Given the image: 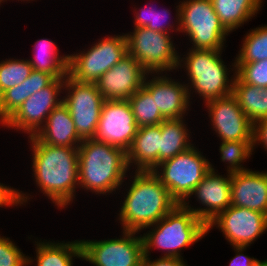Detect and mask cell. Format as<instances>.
I'll return each mask as SVG.
<instances>
[{
	"instance_id": "1",
	"label": "cell",
	"mask_w": 267,
	"mask_h": 266,
	"mask_svg": "<svg viewBox=\"0 0 267 266\" xmlns=\"http://www.w3.org/2000/svg\"><path fill=\"white\" fill-rule=\"evenodd\" d=\"M32 148V170L41 192L59 209L67 207L79 187L78 148L51 146L35 136L28 137Z\"/></svg>"
},
{
	"instance_id": "2",
	"label": "cell",
	"mask_w": 267,
	"mask_h": 266,
	"mask_svg": "<svg viewBox=\"0 0 267 266\" xmlns=\"http://www.w3.org/2000/svg\"><path fill=\"white\" fill-rule=\"evenodd\" d=\"M118 213L125 231L140 232L157 223L178 202L153 171H136Z\"/></svg>"
},
{
	"instance_id": "3",
	"label": "cell",
	"mask_w": 267,
	"mask_h": 266,
	"mask_svg": "<svg viewBox=\"0 0 267 266\" xmlns=\"http://www.w3.org/2000/svg\"><path fill=\"white\" fill-rule=\"evenodd\" d=\"M128 170L127 153L121 148L94 138L83 140L78 147V180L82 189L99 195L116 192Z\"/></svg>"
},
{
	"instance_id": "4",
	"label": "cell",
	"mask_w": 267,
	"mask_h": 266,
	"mask_svg": "<svg viewBox=\"0 0 267 266\" xmlns=\"http://www.w3.org/2000/svg\"><path fill=\"white\" fill-rule=\"evenodd\" d=\"M153 227V228H151ZM142 237L144 256L150 250H163L164 257L181 258V250L201 240L208 233V226L183 204H177Z\"/></svg>"
},
{
	"instance_id": "5",
	"label": "cell",
	"mask_w": 267,
	"mask_h": 266,
	"mask_svg": "<svg viewBox=\"0 0 267 266\" xmlns=\"http://www.w3.org/2000/svg\"><path fill=\"white\" fill-rule=\"evenodd\" d=\"M221 54L222 50L189 48L184 58L179 57L178 69L186 68L190 81L186 84L189 100L192 90L202 97L204 103L232 94L236 71L229 79L230 70Z\"/></svg>"
},
{
	"instance_id": "6",
	"label": "cell",
	"mask_w": 267,
	"mask_h": 266,
	"mask_svg": "<svg viewBox=\"0 0 267 266\" xmlns=\"http://www.w3.org/2000/svg\"><path fill=\"white\" fill-rule=\"evenodd\" d=\"M210 170V161L193 145L175 157L159 163L153 173L170 195L182 204Z\"/></svg>"
},
{
	"instance_id": "7",
	"label": "cell",
	"mask_w": 267,
	"mask_h": 266,
	"mask_svg": "<svg viewBox=\"0 0 267 266\" xmlns=\"http://www.w3.org/2000/svg\"><path fill=\"white\" fill-rule=\"evenodd\" d=\"M180 32L192 42L191 49L223 50L230 33L220 23L212 0H184L180 3Z\"/></svg>"
},
{
	"instance_id": "8",
	"label": "cell",
	"mask_w": 267,
	"mask_h": 266,
	"mask_svg": "<svg viewBox=\"0 0 267 266\" xmlns=\"http://www.w3.org/2000/svg\"><path fill=\"white\" fill-rule=\"evenodd\" d=\"M128 54L153 75L178 69L179 53L168 33L134 28L126 33ZM177 68V69H176Z\"/></svg>"
},
{
	"instance_id": "9",
	"label": "cell",
	"mask_w": 267,
	"mask_h": 266,
	"mask_svg": "<svg viewBox=\"0 0 267 266\" xmlns=\"http://www.w3.org/2000/svg\"><path fill=\"white\" fill-rule=\"evenodd\" d=\"M126 55L125 34L104 37L87 51L69 55L68 75L78 82L95 83Z\"/></svg>"
},
{
	"instance_id": "10",
	"label": "cell",
	"mask_w": 267,
	"mask_h": 266,
	"mask_svg": "<svg viewBox=\"0 0 267 266\" xmlns=\"http://www.w3.org/2000/svg\"><path fill=\"white\" fill-rule=\"evenodd\" d=\"M66 96L61 97L73 119L75 129L82 140L94 138L105 101L95 83L78 82L67 75L64 78Z\"/></svg>"
},
{
	"instance_id": "11",
	"label": "cell",
	"mask_w": 267,
	"mask_h": 266,
	"mask_svg": "<svg viewBox=\"0 0 267 266\" xmlns=\"http://www.w3.org/2000/svg\"><path fill=\"white\" fill-rule=\"evenodd\" d=\"M120 239L80 240L82 260L95 266H142L144 257L139 232L122 231Z\"/></svg>"
},
{
	"instance_id": "12",
	"label": "cell",
	"mask_w": 267,
	"mask_h": 266,
	"mask_svg": "<svg viewBox=\"0 0 267 266\" xmlns=\"http://www.w3.org/2000/svg\"><path fill=\"white\" fill-rule=\"evenodd\" d=\"M64 79H55L50 85L34 93L2 124L4 127L22 130L28 137L35 136L43 127L48 115L63 99Z\"/></svg>"
},
{
	"instance_id": "13",
	"label": "cell",
	"mask_w": 267,
	"mask_h": 266,
	"mask_svg": "<svg viewBox=\"0 0 267 266\" xmlns=\"http://www.w3.org/2000/svg\"><path fill=\"white\" fill-rule=\"evenodd\" d=\"M137 129L128 100H105L102 104L94 139L127 152Z\"/></svg>"
},
{
	"instance_id": "14",
	"label": "cell",
	"mask_w": 267,
	"mask_h": 266,
	"mask_svg": "<svg viewBox=\"0 0 267 266\" xmlns=\"http://www.w3.org/2000/svg\"><path fill=\"white\" fill-rule=\"evenodd\" d=\"M213 226L223 232L232 246L249 247L267 231V214L230 205L208 224V232Z\"/></svg>"
},
{
	"instance_id": "15",
	"label": "cell",
	"mask_w": 267,
	"mask_h": 266,
	"mask_svg": "<svg viewBox=\"0 0 267 266\" xmlns=\"http://www.w3.org/2000/svg\"><path fill=\"white\" fill-rule=\"evenodd\" d=\"M205 105L213 130L221 141H253L254 124L233 94L210 100Z\"/></svg>"
},
{
	"instance_id": "16",
	"label": "cell",
	"mask_w": 267,
	"mask_h": 266,
	"mask_svg": "<svg viewBox=\"0 0 267 266\" xmlns=\"http://www.w3.org/2000/svg\"><path fill=\"white\" fill-rule=\"evenodd\" d=\"M147 74L142 65L128 54L95 84L104 100H128L143 86Z\"/></svg>"
},
{
	"instance_id": "17",
	"label": "cell",
	"mask_w": 267,
	"mask_h": 266,
	"mask_svg": "<svg viewBox=\"0 0 267 266\" xmlns=\"http://www.w3.org/2000/svg\"><path fill=\"white\" fill-rule=\"evenodd\" d=\"M226 176L215 172V168L211 164V170L190 194L191 197L195 195L199 203L205 207L192 208L189 200L182 203L207 226L231 205V174L228 173Z\"/></svg>"
},
{
	"instance_id": "18",
	"label": "cell",
	"mask_w": 267,
	"mask_h": 266,
	"mask_svg": "<svg viewBox=\"0 0 267 266\" xmlns=\"http://www.w3.org/2000/svg\"><path fill=\"white\" fill-rule=\"evenodd\" d=\"M162 74L156 73L151 80H147L148 73L143 86L155 98L156 107L165 119L182 118L190 106L186 83L182 84Z\"/></svg>"
},
{
	"instance_id": "19",
	"label": "cell",
	"mask_w": 267,
	"mask_h": 266,
	"mask_svg": "<svg viewBox=\"0 0 267 266\" xmlns=\"http://www.w3.org/2000/svg\"><path fill=\"white\" fill-rule=\"evenodd\" d=\"M231 205L267 214V172L231 173Z\"/></svg>"
},
{
	"instance_id": "20",
	"label": "cell",
	"mask_w": 267,
	"mask_h": 266,
	"mask_svg": "<svg viewBox=\"0 0 267 266\" xmlns=\"http://www.w3.org/2000/svg\"><path fill=\"white\" fill-rule=\"evenodd\" d=\"M161 123L137 129L127 153V164L137 167L136 171H153L160 163Z\"/></svg>"
},
{
	"instance_id": "21",
	"label": "cell",
	"mask_w": 267,
	"mask_h": 266,
	"mask_svg": "<svg viewBox=\"0 0 267 266\" xmlns=\"http://www.w3.org/2000/svg\"><path fill=\"white\" fill-rule=\"evenodd\" d=\"M35 137L44 144L72 148H78L83 141L79 137L71 114L63 102L52 110Z\"/></svg>"
},
{
	"instance_id": "22",
	"label": "cell",
	"mask_w": 267,
	"mask_h": 266,
	"mask_svg": "<svg viewBox=\"0 0 267 266\" xmlns=\"http://www.w3.org/2000/svg\"><path fill=\"white\" fill-rule=\"evenodd\" d=\"M220 23L229 32L242 27L262 7V0H212Z\"/></svg>"
},
{
	"instance_id": "23",
	"label": "cell",
	"mask_w": 267,
	"mask_h": 266,
	"mask_svg": "<svg viewBox=\"0 0 267 266\" xmlns=\"http://www.w3.org/2000/svg\"><path fill=\"white\" fill-rule=\"evenodd\" d=\"M34 57L28 59L32 69L52 75L55 79H64L68 75L69 55H59L55 43L48 39H39L34 44Z\"/></svg>"
},
{
	"instance_id": "24",
	"label": "cell",
	"mask_w": 267,
	"mask_h": 266,
	"mask_svg": "<svg viewBox=\"0 0 267 266\" xmlns=\"http://www.w3.org/2000/svg\"><path fill=\"white\" fill-rule=\"evenodd\" d=\"M35 241L37 266H73V257L82 259L80 240L72 242Z\"/></svg>"
},
{
	"instance_id": "25",
	"label": "cell",
	"mask_w": 267,
	"mask_h": 266,
	"mask_svg": "<svg viewBox=\"0 0 267 266\" xmlns=\"http://www.w3.org/2000/svg\"><path fill=\"white\" fill-rule=\"evenodd\" d=\"M232 94L237 98L238 104L250 121L267 118V87L243 83L235 76Z\"/></svg>"
},
{
	"instance_id": "26",
	"label": "cell",
	"mask_w": 267,
	"mask_h": 266,
	"mask_svg": "<svg viewBox=\"0 0 267 266\" xmlns=\"http://www.w3.org/2000/svg\"><path fill=\"white\" fill-rule=\"evenodd\" d=\"M182 118L165 119L161 123L160 139V163L175 157L189 149L193 144L190 142L189 130Z\"/></svg>"
},
{
	"instance_id": "27",
	"label": "cell",
	"mask_w": 267,
	"mask_h": 266,
	"mask_svg": "<svg viewBox=\"0 0 267 266\" xmlns=\"http://www.w3.org/2000/svg\"><path fill=\"white\" fill-rule=\"evenodd\" d=\"M137 127L158 125L165 118L156 107L155 98L142 86L128 99Z\"/></svg>"
},
{
	"instance_id": "28",
	"label": "cell",
	"mask_w": 267,
	"mask_h": 266,
	"mask_svg": "<svg viewBox=\"0 0 267 266\" xmlns=\"http://www.w3.org/2000/svg\"><path fill=\"white\" fill-rule=\"evenodd\" d=\"M267 59V26L252 29L244 37L235 63H252Z\"/></svg>"
},
{
	"instance_id": "29",
	"label": "cell",
	"mask_w": 267,
	"mask_h": 266,
	"mask_svg": "<svg viewBox=\"0 0 267 266\" xmlns=\"http://www.w3.org/2000/svg\"><path fill=\"white\" fill-rule=\"evenodd\" d=\"M142 7V9L139 8V10L135 11V17H134V28H148L150 30L163 32V33H170L176 30V32H180V3L176 7V19L175 25L177 26L175 29H173L174 24L171 25V23L166 22L167 15L170 14L169 10L163 9V13L160 11L155 10L152 6ZM137 11V12H136ZM165 19V20H164ZM166 22V24L163 23ZM178 24V25H177ZM173 29V30H172ZM169 30V31H168ZM171 30V31H170Z\"/></svg>"
},
{
	"instance_id": "30",
	"label": "cell",
	"mask_w": 267,
	"mask_h": 266,
	"mask_svg": "<svg viewBox=\"0 0 267 266\" xmlns=\"http://www.w3.org/2000/svg\"><path fill=\"white\" fill-rule=\"evenodd\" d=\"M221 161L227 162V173H236L249 170L241 164L251 157L253 141H222L219 147Z\"/></svg>"
},
{
	"instance_id": "31",
	"label": "cell",
	"mask_w": 267,
	"mask_h": 266,
	"mask_svg": "<svg viewBox=\"0 0 267 266\" xmlns=\"http://www.w3.org/2000/svg\"><path fill=\"white\" fill-rule=\"evenodd\" d=\"M32 70L28 59L9 58L0 61V95L7 89L24 82Z\"/></svg>"
},
{
	"instance_id": "32",
	"label": "cell",
	"mask_w": 267,
	"mask_h": 266,
	"mask_svg": "<svg viewBox=\"0 0 267 266\" xmlns=\"http://www.w3.org/2000/svg\"><path fill=\"white\" fill-rule=\"evenodd\" d=\"M232 67V71H236V76L243 83L261 88L267 87V59L252 63L234 62Z\"/></svg>"
},
{
	"instance_id": "33",
	"label": "cell",
	"mask_w": 267,
	"mask_h": 266,
	"mask_svg": "<svg viewBox=\"0 0 267 266\" xmlns=\"http://www.w3.org/2000/svg\"><path fill=\"white\" fill-rule=\"evenodd\" d=\"M26 100L25 83L7 89L0 95V124L2 125Z\"/></svg>"
},
{
	"instance_id": "34",
	"label": "cell",
	"mask_w": 267,
	"mask_h": 266,
	"mask_svg": "<svg viewBox=\"0 0 267 266\" xmlns=\"http://www.w3.org/2000/svg\"><path fill=\"white\" fill-rule=\"evenodd\" d=\"M33 261L10 238L0 236V266H28Z\"/></svg>"
},
{
	"instance_id": "35",
	"label": "cell",
	"mask_w": 267,
	"mask_h": 266,
	"mask_svg": "<svg viewBox=\"0 0 267 266\" xmlns=\"http://www.w3.org/2000/svg\"><path fill=\"white\" fill-rule=\"evenodd\" d=\"M55 78L47 73L32 70L29 77L25 79L26 99L34 93L50 85Z\"/></svg>"
},
{
	"instance_id": "36",
	"label": "cell",
	"mask_w": 267,
	"mask_h": 266,
	"mask_svg": "<svg viewBox=\"0 0 267 266\" xmlns=\"http://www.w3.org/2000/svg\"><path fill=\"white\" fill-rule=\"evenodd\" d=\"M30 197L26 193H22L13 187H9L0 183V207L3 206H22L23 204L28 203ZM28 200V201H27Z\"/></svg>"
},
{
	"instance_id": "37",
	"label": "cell",
	"mask_w": 267,
	"mask_h": 266,
	"mask_svg": "<svg viewBox=\"0 0 267 266\" xmlns=\"http://www.w3.org/2000/svg\"><path fill=\"white\" fill-rule=\"evenodd\" d=\"M263 145L265 151H267V118L261 119L254 124L253 130V149L255 144Z\"/></svg>"
},
{
	"instance_id": "38",
	"label": "cell",
	"mask_w": 267,
	"mask_h": 266,
	"mask_svg": "<svg viewBox=\"0 0 267 266\" xmlns=\"http://www.w3.org/2000/svg\"><path fill=\"white\" fill-rule=\"evenodd\" d=\"M142 266H187L181 258L160 256L156 260H150L149 256H144Z\"/></svg>"
},
{
	"instance_id": "39",
	"label": "cell",
	"mask_w": 267,
	"mask_h": 266,
	"mask_svg": "<svg viewBox=\"0 0 267 266\" xmlns=\"http://www.w3.org/2000/svg\"><path fill=\"white\" fill-rule=\"evenodd\" d=\"M236 251L235 257L230 261L229 266H253L258 259L244 255L243 251L247 249V246H233Z\"/></svg>"
},
{
	"instance_id": "40",
	"label": "cell",
	"mask_w": 267,
	"mask_h": 266,
	"mask_svg": "<svg viewBox=\"0 0 267 266\" xmlns=\"http://www.w3.org/2000/svg\"><path fill=\"white\" fill-rule=\"evenodd\" d=\"M253 266H267V259L264 261L258 260Z\"/></svg>"
}]
</instances>
